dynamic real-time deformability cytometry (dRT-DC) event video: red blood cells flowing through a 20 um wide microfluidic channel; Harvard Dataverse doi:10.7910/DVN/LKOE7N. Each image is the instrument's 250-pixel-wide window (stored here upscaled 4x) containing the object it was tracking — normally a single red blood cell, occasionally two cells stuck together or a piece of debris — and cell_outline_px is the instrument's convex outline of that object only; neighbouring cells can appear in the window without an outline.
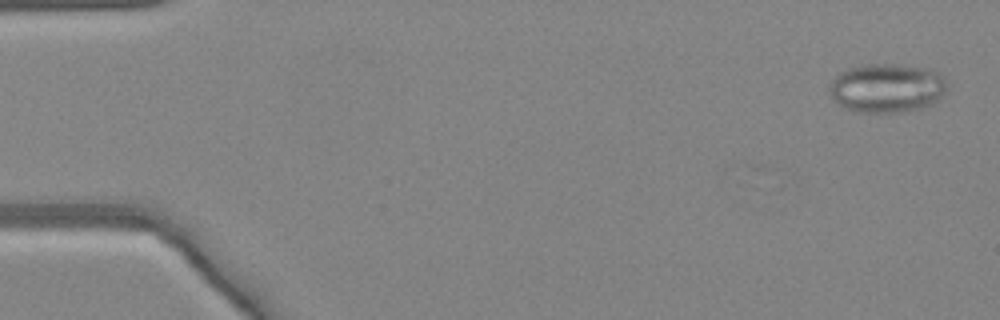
{"species": "common noctule bat (a hibernating species)", "species_latin": "Nyctalus noctula", "temperature_condition": "warm", "stored_images_in_passage": 47, "segment_of_instrument_passage": [1, 3], "camera_frame_rate_fps": 3000, "um_per_image_px": 0.085, "animal": {"sex": "female", "body_mass_g": 24.6, "forearm_length_mm": 56.2}, "frame": {"image": 1, "passage_image": 2, "time_ms": 0.333, "image_size_px": [1000, 320], "cell_outline_px": [[948, 92], [936, 104], [924, 108], [900, 112], [856, 112], [844, 108], [836, 104], [832, 100], [828, 92], [828, 84], [840, 72], [848, 68], [860, 64], [896, 64], [932, 68], [944, 76], [948, 88]], "centroid_in_image_um": [75.42, 7.48], "position_along_channel_um": 9.6, "area_um2": 34.8}}